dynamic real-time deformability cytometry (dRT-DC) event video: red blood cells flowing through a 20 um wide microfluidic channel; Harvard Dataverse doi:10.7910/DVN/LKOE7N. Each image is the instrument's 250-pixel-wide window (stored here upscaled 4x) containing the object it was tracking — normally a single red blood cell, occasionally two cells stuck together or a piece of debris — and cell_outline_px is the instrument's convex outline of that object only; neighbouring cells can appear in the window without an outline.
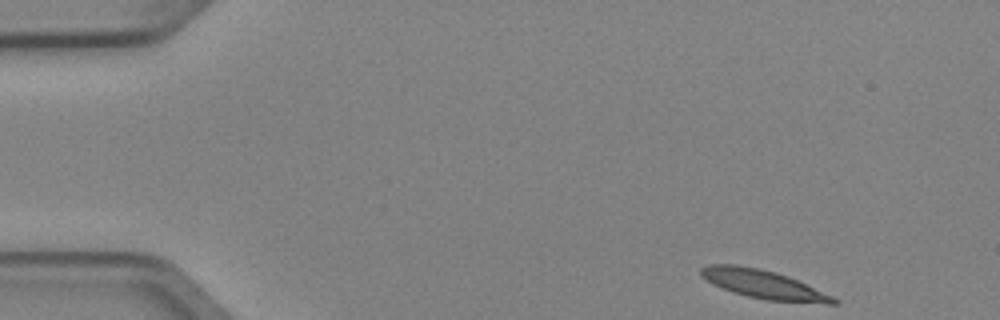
{"species": "Egyptian fruit bat (a non-hibernating species)", "species_latin": "Rousettus aegyptiacus", "temperature_condition": "cold", "stored_images_in_passage": 7, "camera_frame_rate_fps": 3000, "um_per_image_px": 0.085, "animal": {"sex": "female"}, "frame": {"image": 1, "passage_image": 1, "time_ms": 0.0, "image_size_px": [1000, 320], "cell_outline_px": [[840, 304], [828, 304], [768, 300], [748, 296], [732, 292], [712, 284], [700, 276], [700, 268], [708, 264], [736, 264], [760, 268], [776, 272], [788, 276], [832, 296], [840, 300]], "centroid_in_image_um": [64.87, 24.16], "position_along_channel_um": 20.1, "area_um2": 22.2}}
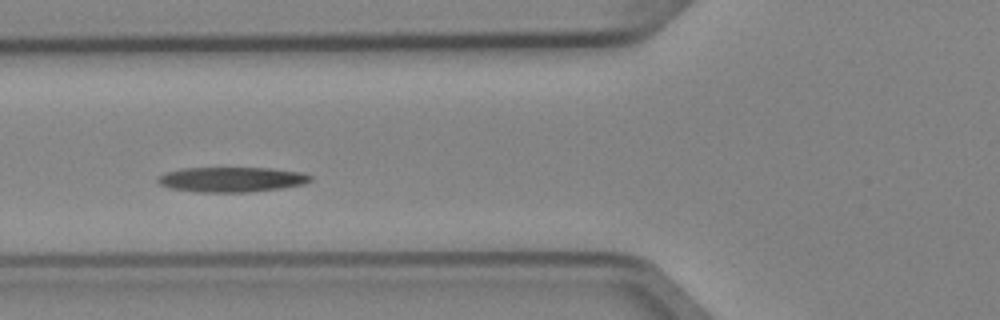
{"frame": {"image": 2, "passage_image": 5, "time_ms": 1.333, "image_size_px": [1000, 320], "cell_outline_px": [[312, 180], [304, 184], [280, 188], [248, 192], [196, 192], [168, 188], [160, 184], [156, 180], [160, 176], [168, 172], [180, 168], [272, 168], [300, 172], [312, 176]], "centroid_in_image_um": [19.68, 15.26], "position_along_channel_um": 106.1, "area_um2": 22.2}}
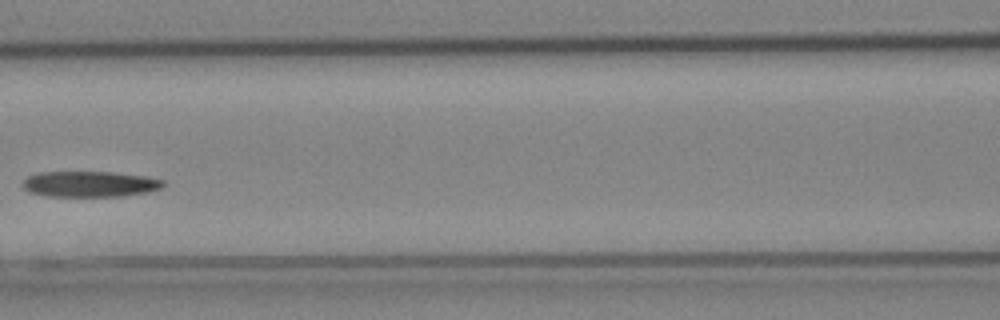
{"frame": {"image": 3, "passage_image": 6, "time_ms": 1.667, "image_size_px": [1000, 320], "cell_outline_px": [[164, 184], [160, 188], [148, 192], [124, 196], [48, 196], [28, 192], [20, 184], [28, 176], [40, 172], [112, 172], [148, 176], [164, 180]], "centroid_in_image_um": [7.63, 15.64], "position_along_channel_um": 159.0, "area_um2": 21.21}}